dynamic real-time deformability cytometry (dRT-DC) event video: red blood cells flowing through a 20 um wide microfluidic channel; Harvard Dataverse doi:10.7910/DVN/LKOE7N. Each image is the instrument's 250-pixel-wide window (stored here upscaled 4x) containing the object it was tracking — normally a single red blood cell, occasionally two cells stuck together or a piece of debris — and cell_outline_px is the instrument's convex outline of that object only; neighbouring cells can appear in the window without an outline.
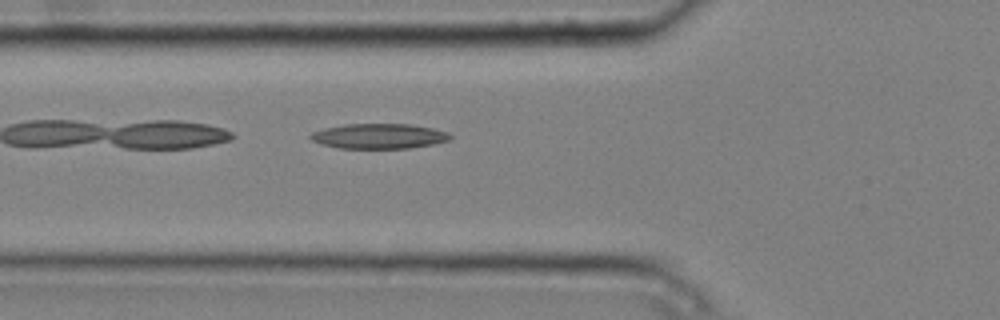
{"species": "common noctule bat (a hibernating species)", "species_latin": "Nyctalus noctula", "temperature_condition": "cold", "stored_images_in_passage": 3, "camera_frame_rate_fps": 3000, "um_per_image_px": 0.085, "animal": {"sex": "male", "body_mass_g": 20.4}, "frame": {"image": 1, "passage_image": 3, "time_ms": 0.667, "image_size_px": [1000, 320], "cell_outline_px": [[452, 136], [448, 140], [436, 144], [408, 148], [340, 148], [320, 144], [312, 140], [308, 136], [312, 132], [324, 128], [344, 124], [412, 124], [432, 128], [448, 132]], "centroid_in_image_um": [32.21, 11.57], "position_along_channel_um": 93.6, "area_um2": 20.46}}